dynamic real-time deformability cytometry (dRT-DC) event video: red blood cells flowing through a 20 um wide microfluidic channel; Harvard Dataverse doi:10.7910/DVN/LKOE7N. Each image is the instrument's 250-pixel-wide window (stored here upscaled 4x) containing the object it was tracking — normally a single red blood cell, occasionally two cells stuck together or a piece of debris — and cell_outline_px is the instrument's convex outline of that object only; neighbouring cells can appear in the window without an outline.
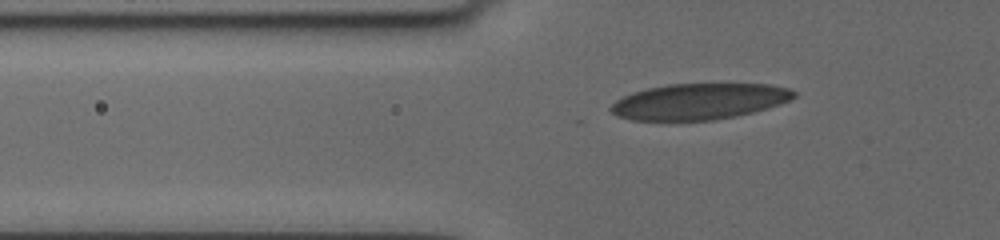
{"species": "human", "species_latin": "Homo sapiens", "temperature_condition": "cold", "stored_images_in_passage": 10, "camera_frame_rate_fps": 3000, "um_per_image_px": 0.085, "donor": {"sex": "female"}, "frame": {"image": 1, "passage_image": 2, "time_ms": 0.333, "image_size_px": [1000, 240], "cell_outline_px": [[796, 96], [780, 104], [752, 112], [736, 116], [712, 120], [632, 120], [616, 116], [608, 108], [616, 100], [624, 96], [648, 88], [668, 84], [768, 84], [788, 88], [796, 92]], "centroid_in_image_um": [59.42, 8.62], "position_along_channel_um": 66.4, "area_um2": 38.15}}
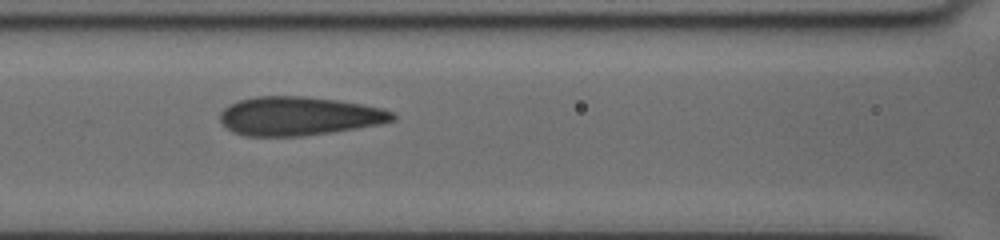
{"frame": {"image": 2, "passage_image": 7, "time_ms": 2.667, "image_size_px": [1000, 240], "cell_outline_px": [[396, 116], [392, 120], [380, 124], [356, 128], [300, 136], [244, 136], [232, 132], [220, 120], [220, 112], [228, 104], [240, 100], [256, 96], [308, 96], [336, 100], [384, 108], [392, 112]], "centroid_in_image_um": [25.37, 9.86], "position_along_channel_um": 141.2, "area_um2": 38.78}}
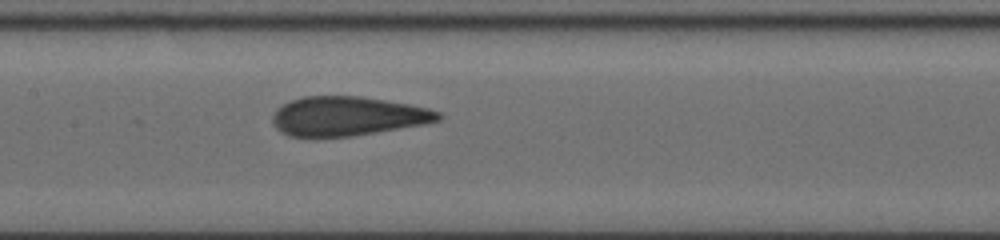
{"frame": {"image": 3, "passage_image": 10, "time_ms": 3.667, "image_size_px": [1000, 240], "cell_outline_px": [[444, 116], [440, 120], [424, 124], [352, 136], [288, 136], [276, 128], [272, 120], [272, 116], [284, 104], [292, 100], [304, 96], [360, 96], [408, 104], [428, 108], [440, 112]], "centroid_in_image_um": [29.57, 9.87], "position_along_channel_um": 177.8, "area_um2": 37.45}}